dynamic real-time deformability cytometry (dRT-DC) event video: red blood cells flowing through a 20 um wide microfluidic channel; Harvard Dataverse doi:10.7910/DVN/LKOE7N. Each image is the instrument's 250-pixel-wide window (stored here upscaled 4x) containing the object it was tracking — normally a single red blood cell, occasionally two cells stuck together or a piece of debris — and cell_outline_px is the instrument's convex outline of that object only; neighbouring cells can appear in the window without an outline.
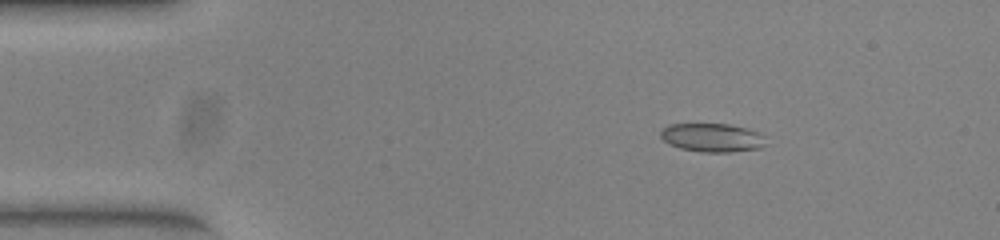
{"species": "common noctule bat (a hibernating species)", "species_latin": "Nyctalus noctula", "temperature_condition": "warm", "stored_images_in_passage": 45, "camera_frame_rate_fps": 3000, "um_per_image_px": 0.085, "animal": {"sex": "female", "body_mass_g": 23.0, "forearm_length_mm": 53.4}, "frame": {"image": 1, "passage_image": 1, "time_ms": 0.0, "image_size_px": [1000, 240], "cell_outline_px": [[768, 136], [764, 144], [760, 148], [728, 152], [704, 152], [680, 148], [664, 140], [660, 136], [660, 132], [668, 124], [728, 124], [748, 128], [760, 132]], "centroid_in_image_um": [60.6, 11.68], "position_along_channel_um": 24.4, "area_um2": 17.57}}
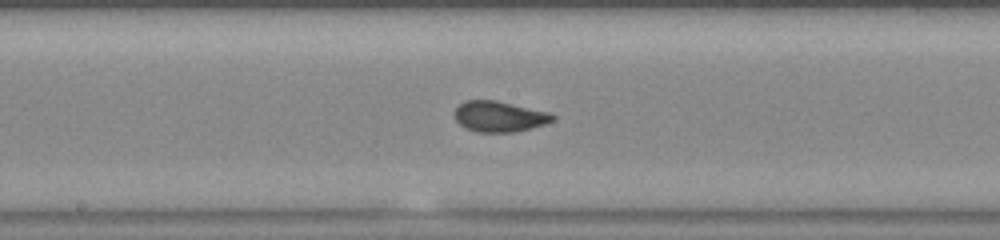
{"frame": {"image": 2, "passage_image": 20, "time_ms": 6.333, "image_size_px": [1000, 240], "cell_outline_px": [[556, 120], [544, 124], [512, 132], [476, 132], [460, 124], [456, 120], [452, 112], [460, 104], [468, 100], [496, 100], [548, 112], [556, 116]], "centroid_in_image_um": [42.43, 9.89], "position_along_channel_um": 205.8, "area_um2": 17.4}}
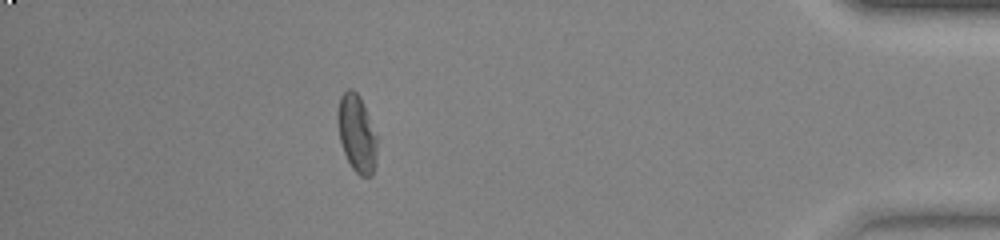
{"frame": {"image": 3, "passage_image": 39, "time_ms": 12.667, "image_size_px": [1000, 240], "cell_outline_px": [[376, 156], [372, 176], [360, 176], [352, 168], [344, 152], [340, 140], [336, 120], [336, 112], [340, 96], [348, 88], [352, 88], [360, 96], [364, 104], [376, 136]], "centroid_in_image_um": [30.29, 11.3], "position_along_channel_um": 404.9, "area_um2": 17.74}, "authors_computed_cell_mechanics": {"area_um2": 17.6868, "velocity_mm_per_s": 3.952, "shape_relaxation_time_tau1_ms": 9.1806, "shape_relaxation_time_tau2_ms": 0.7235, "deformation_change_tau1": 0.2071, "deformation_change_tau2": 0.0593}}